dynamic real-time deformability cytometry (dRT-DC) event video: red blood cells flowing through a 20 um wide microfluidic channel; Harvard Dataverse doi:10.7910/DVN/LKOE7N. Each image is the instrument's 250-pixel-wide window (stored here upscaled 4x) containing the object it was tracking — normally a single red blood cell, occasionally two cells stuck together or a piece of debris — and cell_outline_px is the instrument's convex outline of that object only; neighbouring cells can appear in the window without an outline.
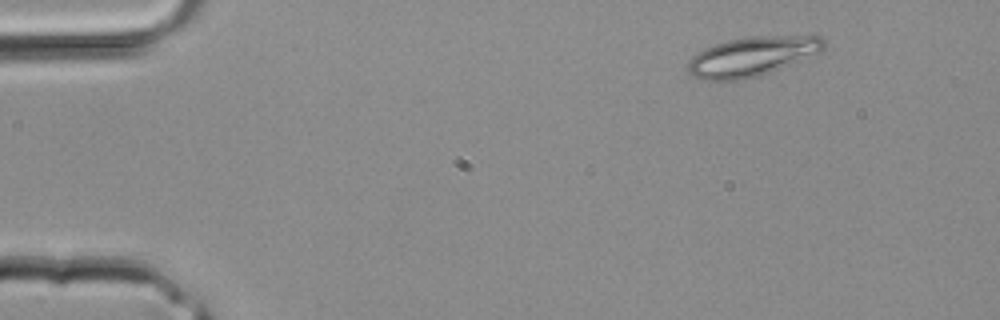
{"species": "common noctule bat (a hibernating species)", "species_latin": "Nyctalus noctula", "temperature_condition": "room temperature", "stored_images_in_passage": 2, "camera_frame_rate_fps": 3000, "um_per_image_px": 0.085, "animal": {"sex": "male", "body_mass_g": 20.4}, "frame": {"image": 1, "passage_image": 2, "time_ms": 0.333, "image_size_px": [1000, 320], "cell_outline_px": [[828, 44], [820, 52], [760, 76], [744, 80], [704, 80], [688, 72], [688, 60], [692, 56], [704, 48], [728, 40], [752, 36], [820, 36]], "centroid_in_image_um": [63.92, 4.8], "position_along_channel_um": 21.1, "area_um2": 31.04}}